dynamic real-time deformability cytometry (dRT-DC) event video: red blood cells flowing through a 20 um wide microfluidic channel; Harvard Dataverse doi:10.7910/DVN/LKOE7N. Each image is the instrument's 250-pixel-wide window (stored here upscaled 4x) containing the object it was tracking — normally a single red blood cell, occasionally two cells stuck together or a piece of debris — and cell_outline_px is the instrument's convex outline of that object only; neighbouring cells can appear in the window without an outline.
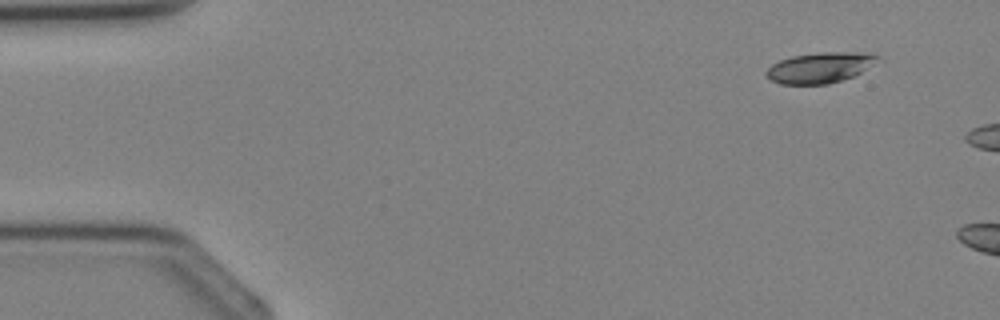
{"species": "Egyptian fruit bat (a non-hibernating species)", "species_latin": "Rousettus aegyptiacus", "temperature_condition": "cold", "stored_images_in_passage": 2, "camera_frame_rate_fps": 3000, "um_per_image_px": 0.085, "animal": {"sex": "female"}, "frame": {"image": 1, "passage_image": 1, "time_ms": 0.0, "image_size_px": [1000, 320], "cell_outline_px": [[880, 60], [860, 72], [852, 76], [828, 84], [780, 84], [772, 80], [764, 72], [772, 64], [780, 60], [792, 56], [820, 52], [860, 52], [880, 56]], "centroid_in_image_um": [69.69, 5.74], "position_along_channel_um": 15.3, "area_um2": 19.65}}